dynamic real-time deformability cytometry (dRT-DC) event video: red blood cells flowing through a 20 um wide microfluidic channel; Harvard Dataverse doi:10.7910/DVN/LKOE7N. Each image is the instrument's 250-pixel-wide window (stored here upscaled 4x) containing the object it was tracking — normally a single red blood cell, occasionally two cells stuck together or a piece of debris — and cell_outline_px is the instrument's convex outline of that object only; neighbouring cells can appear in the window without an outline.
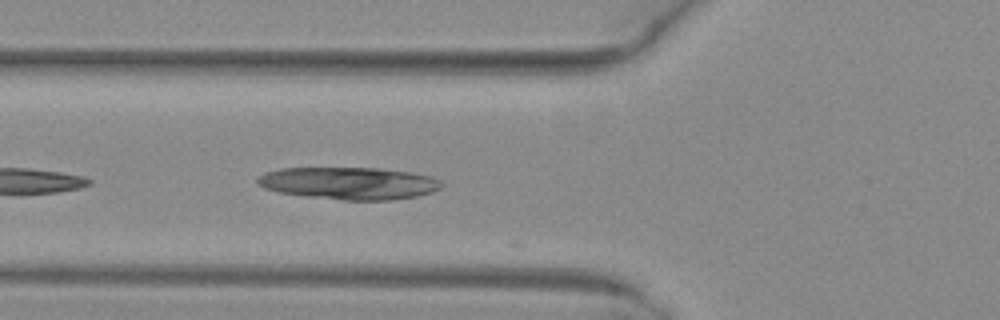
{"species": "common noctule bat (a hibernating species)", "species_latin": "Nyctalus noctula", "temperature_condition": "warm", "stored_images_in_passage": 6, "camera_frame_rate_fps": 3000, "um_per_image_px": 0.085, "animal": {"sex": "female", "body_mass_g": 29.2, "forearm_length_mm": 56.3}, "frame": {"image": 1, "passage_image": 3, "time_ms": 0.667, "image_size_px": [1000, 320], "cell_outline_px": [[444, 184], [440, 188], [432, 192], [416, 196], [392, 200], [344, 200], [304, 196], [280, 192], [264, 188], [256, 184], [256, 180], [264, 172], [280, 168], [380, 168], [412, 172], [432, 176], [440, 180]], "centroid_in_image_um": [29.68, 15.57], "position_along_channel_um": 96.1, "area_um2": 34.85}}